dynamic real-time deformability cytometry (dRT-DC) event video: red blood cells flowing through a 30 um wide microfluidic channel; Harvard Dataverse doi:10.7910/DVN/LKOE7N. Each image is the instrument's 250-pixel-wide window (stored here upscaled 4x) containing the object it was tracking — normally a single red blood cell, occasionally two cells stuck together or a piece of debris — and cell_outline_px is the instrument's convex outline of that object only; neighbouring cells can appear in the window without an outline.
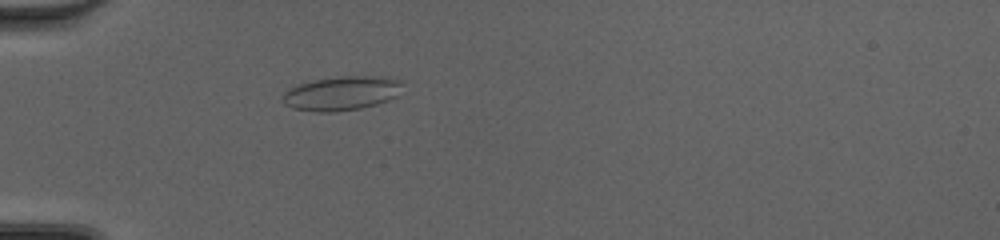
{"species": "common noctule bat (a hibernating species)", "species_latin": "Nyctalus noctula", "temperature_condition": "cold", "stored_images_in_passage": 50, "camera_frame_rate_fps": 3000, "um_per_image_px": 0.085, "animal": {"sex": "female", "body_mass_g": 20.0, "forearm_length_mm": 54.0}, "frame": {"image": 1, "passage_image": 17, "time_ms": 5.333, "image_size_px": [1000, 240], "cell_outline_px": [[404, 80], [396, 96], [388, 100], [376, 104], [360, 108], [336, 112], [316, 112], [292, 108], [284, 104], [284, 92], [288, 88], [312, 80], [340, 76], [384, 76]], "centroid_in_image_um": [29.05, 7.92], "position_along_channel_um": 56.0, "area_um2": 23.93}}
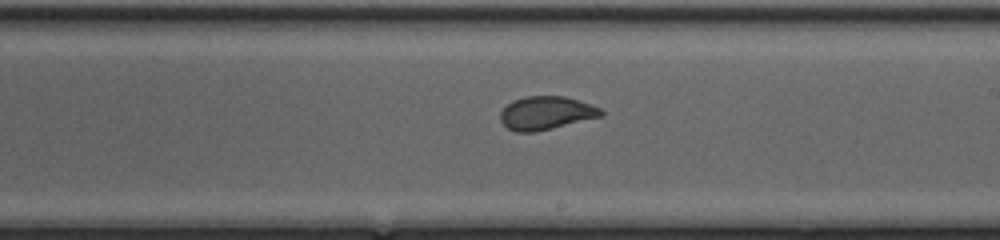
{"frame": {"image": 2, "passage_image": 31, "time_ms": 10.0, "image_size_px": [1000, 240], "cell_outline_px": [[604, 116], [536, 132], [516, 132], [508, 128], [500, 120], [500, 112], [512, 100], [524, 96], [564, 96], [600, 108], [604, 112]], "centroid_in_image_um": [46.41, 9.61], "position_along_channel_um": 242.6, "area_um2": 19.54}}
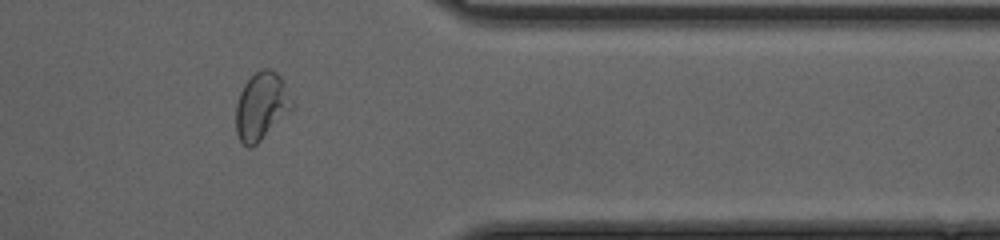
{"frame": {"image": 3, "passage_image": 42, "time_ms": 13.667, "image_size_px": [1000, 240], "cell_outline_px": [[292, 108], [252, 148], [248, 148], [240, 140], [236, 132], [236, 104], [240, 92], [244, 84], [260, 68], [272, 68], [284, 80], [292, 100]], "centroid_in_image_um": [22.2, 8.99], "position_along_channel_um": 389.2, "area_um2": 21.85}}